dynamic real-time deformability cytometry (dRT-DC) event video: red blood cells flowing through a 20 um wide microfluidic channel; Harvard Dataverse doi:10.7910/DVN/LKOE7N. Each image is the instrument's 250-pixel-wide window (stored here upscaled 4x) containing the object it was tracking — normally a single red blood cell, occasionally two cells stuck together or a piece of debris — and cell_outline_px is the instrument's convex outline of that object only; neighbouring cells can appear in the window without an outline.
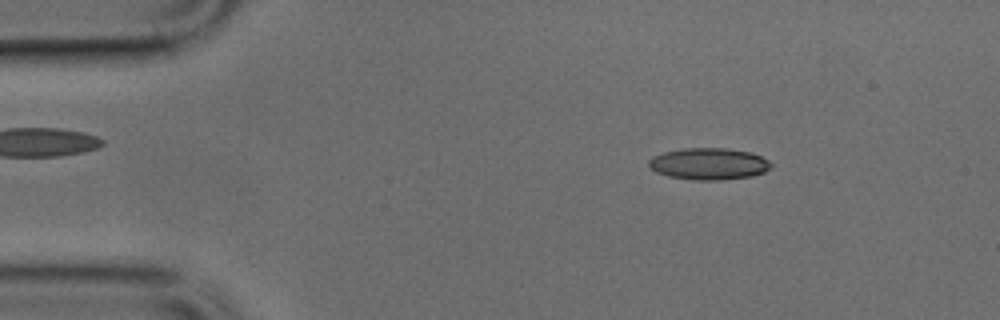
{"species": "common noctule bat (a hibernating species)", "species_latin": "Nyctalus noctula", "temperature_condition": "cold", "stored_images_in_passage": 47, "camera_frame_rate_fps": 3000, "um_per_image_px": 0.085, "animal": {"sex": "male", "body_mass_g": 17.9, "forearm_length_mm": 54.2}, "frame": {"image": 1, "passage_image": 6, "time_ms": 1.667, "image_size_px": [1000, 320], "cell_outline_px": [[772, 168], [764, 172], [752, 176], [720, 180], [696, 180], [668, 176], [656, 172], [648, 168], [648, 160], [652, 156], [664, 152], [684, 148], [728, 148], [752, 152], [768, 160], [772, 164]], "centroid_in_image_um": [60.24, 13.92], "position_along_channel_um": 24.8, "area_um2": 22.83}}
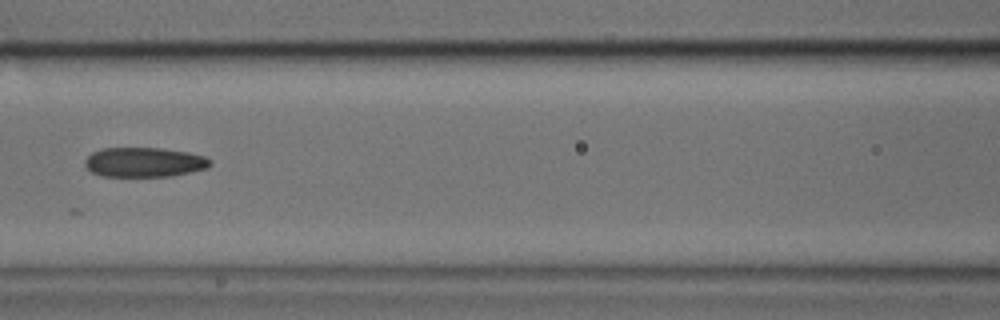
{"frame": {"image": 2, "passage_image": 20, "time_ms": 6.333, "image_size_px": [1000, 320], "cell_outline_px": [[212, 164], [208, 168], [172, 176], [104, 176], [92, 172], [84, 164], [84, 160], [92, 152], [100, 148], [164, 148], [188, 152], [204, 156], [212, 160]], "centroid_in_image_um": [12.28, 13.78], "position_along_channel_um": 154.3, "area_um2": 21.73}}
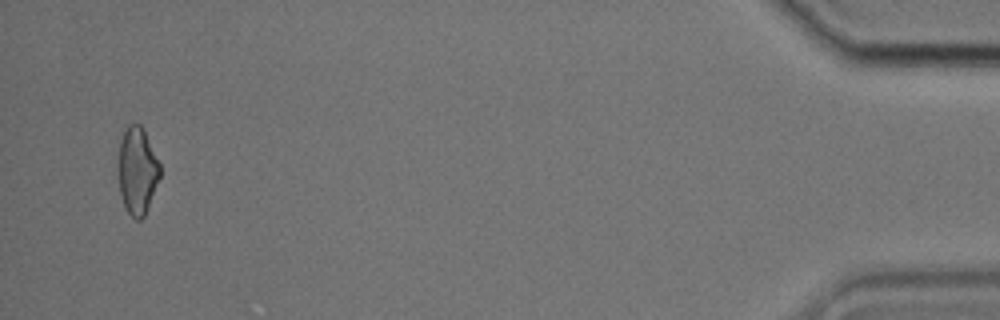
{"frame": {"image": 3, "passage_image": 46, "time_ms": 15.0, "image_size_px": [1000, 320], "cell_outline_px": [[160, 176], [148, 208], [144, 216], [140, 220], [136, 220], [128, 212], [120, 196], [116, 172], [120, 140], [128, 124], [140, 124], [144, 128], [160, 164]], "centroid_in_image_um": [11.64, 14.5], "position_along_channel_um": 423.6, "area_um2": 21.62}}